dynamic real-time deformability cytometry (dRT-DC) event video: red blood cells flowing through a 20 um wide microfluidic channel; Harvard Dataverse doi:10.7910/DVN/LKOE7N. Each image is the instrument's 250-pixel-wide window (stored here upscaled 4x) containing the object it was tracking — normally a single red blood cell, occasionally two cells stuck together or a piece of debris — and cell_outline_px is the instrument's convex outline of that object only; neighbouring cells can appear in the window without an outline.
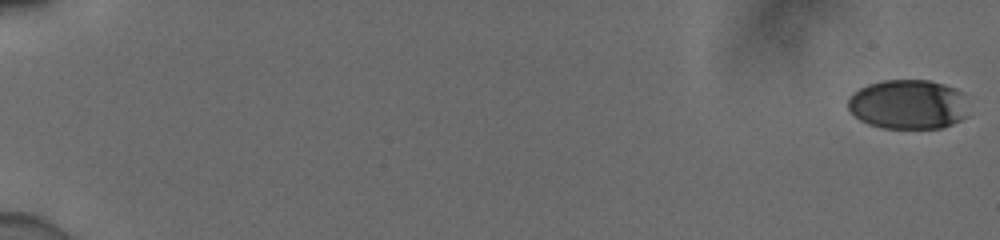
{"species": "human", "species_latin": "Homo sapiens", "temperature_condition": "cold", "stored_images_in_passage": 21, "camera_frame_rate_fps": 3000, "um_per_image_px": 0.085, "donor": {"sex": "male"}, "frame": {"image": 1, "passage_image": 1, "time_ms": 0.0, "image_size_px": [1000, 240], "cell_outline_px": [[964, 116], [960, 120], [952, 124], [940, 128], [884, 128], [868, 124], [860, 120], [848, 108], [848, 100], [860, 88], [868, 84], [884, 80], [928, 80], [944, 84], [956, 88], [960, 92]], "centroid_in_image_um": [77.13, 8.87], "position_along_channel_um": 7.9, "area_um2": 34.1}}
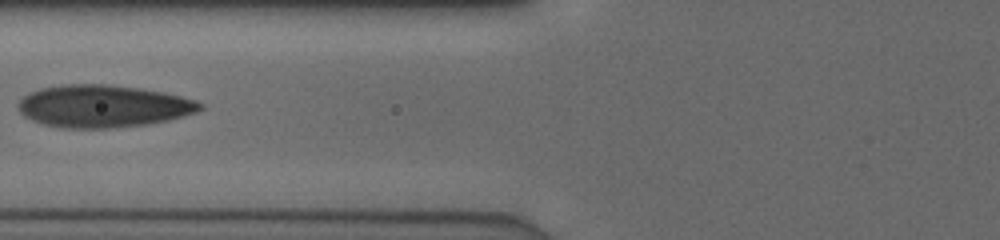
{"frame": {"image": 2, "passage_image": 15, "time_ms": 4.667, "image_size_px": [1000, 240], "cell_outline_px": [[204, 108], [196, 112], [184, 116], [168, 120], [148, 124], [116, 128], [64, 128], [44, 124], [32, 120], [24, 116], [20, 112], [16, 104], [28, 92], [40, 88], [64, 84], [104, 84], [136, 88], [164, 92], [196, 100], [204, 104]], "centroid_in_image_um": [8.76, 9.03], "position_along_channel_um": 117.0, "area_um2": 45.08}}
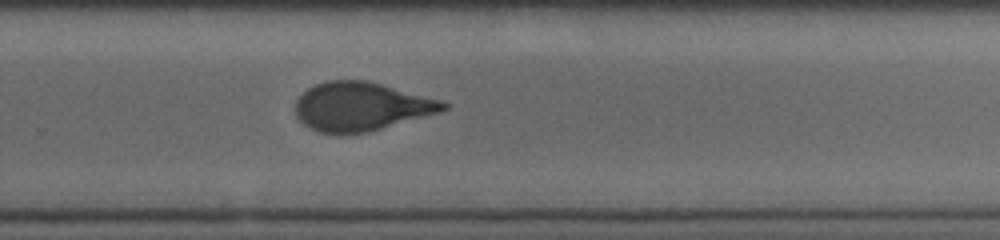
{"frame": {"image": 3, "passage_image": 21, "time_ms": 6.667, "image_size_px": [1000, 240], "cell_outline_px": [[452, 104], [448, 108], [436, 112], [368, 132], [340, 136], [316, 132], [304, 124], [296, 116], [296, 100], [308, 88], [316, 84], [328, 80], [368, 80], [440, 100]], "centroid_in_image_um": [30.64, 9.07], "position_along_channel_um": 299.2, "area_um2": 41.91}}